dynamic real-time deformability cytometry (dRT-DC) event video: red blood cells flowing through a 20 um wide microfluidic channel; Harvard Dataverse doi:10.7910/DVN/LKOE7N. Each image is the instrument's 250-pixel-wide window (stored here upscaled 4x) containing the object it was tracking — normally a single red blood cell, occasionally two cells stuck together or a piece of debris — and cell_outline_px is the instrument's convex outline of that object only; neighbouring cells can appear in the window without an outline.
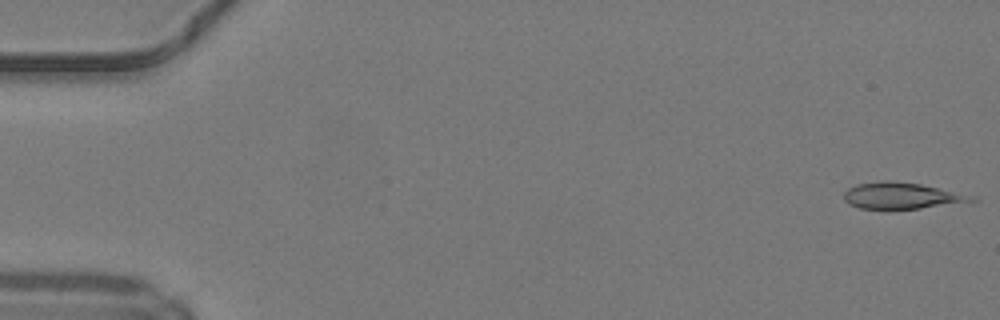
{"species": "common noctule bat (a hibernating species)", "species_latin": "Nyctalus noctula", "temperature_condition": "warm", "stored_images_in_passage": 5, "camera_frame_rate_fps": 3000, "um_per_image_px": 0.085, "animal": {"sex": "male", "body_mass_g": 19.2, "forearm_length_mm": 51.8}, "frame": {"image": 1, "passage_image": 1, "time_ms": 0.0, "image_size_px": [1000, 320], "cell_outline_px": [[980, 200], [920, 208], [860, 208], [848, 204], [844, 200], [844, 192], [848, 188], [856, 184], [880, 180], [888, 180], [920, 184], [952, 192]], "centroid_in_image_um": [76.48, 16.62], "position_along_channel_um": 8.5, "area_um2": 18.9}}